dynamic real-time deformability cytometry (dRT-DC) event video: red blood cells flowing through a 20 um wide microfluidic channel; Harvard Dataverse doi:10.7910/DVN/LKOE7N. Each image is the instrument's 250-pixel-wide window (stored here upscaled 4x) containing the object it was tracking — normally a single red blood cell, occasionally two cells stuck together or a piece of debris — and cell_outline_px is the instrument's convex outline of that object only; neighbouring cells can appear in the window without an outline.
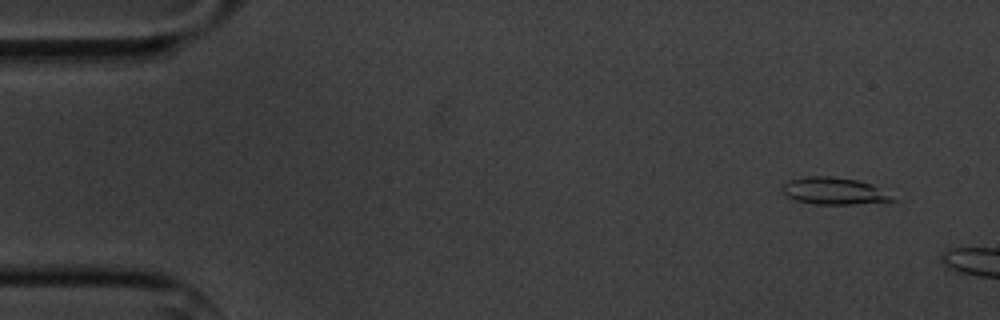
{"species": "common noctule bat (a hibernating species)", "species_latin": "Nyctalus noctula", "temperature_condition": "cold", "stored_images_in_passage": 3, "camera_frame_rate_fps": 3000, "um_per_image_px": 0.085, "animal": {"sex": "male", "body_mass_g": 20.1, "forearm_length_mm": 53.5}, "frame": {"image": 1, "passage_image": 1, "time_ms": 0.0, "image_size_px": [1000, 320], "cell_outline_px": [[896, 200], [852, 204], [816, 204], [796, 200], [784, 196], [780, 192], [780, 184], [792, 180], [808, 176], [832, 176], [860, 180], [872, 184]], "centroid_in_image_um": [70.78, 16.22], "position_along_channel_um": 14.2, "area_um2": 17.28}}